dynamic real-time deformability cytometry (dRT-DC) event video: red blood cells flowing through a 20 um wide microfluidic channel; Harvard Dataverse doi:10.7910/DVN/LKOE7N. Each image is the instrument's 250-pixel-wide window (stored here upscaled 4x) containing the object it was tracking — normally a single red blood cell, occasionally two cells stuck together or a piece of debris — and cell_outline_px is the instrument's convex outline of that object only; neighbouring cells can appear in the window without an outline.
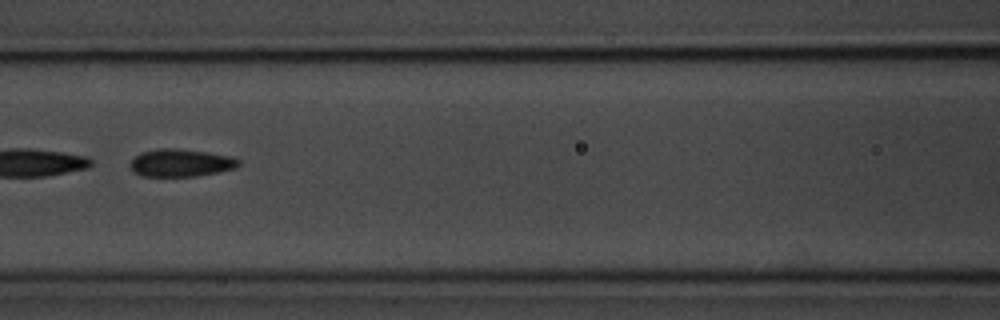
{"species": "common noctule bat (a hibernating species)", "species_latin": "Nyctalus noctula", "temperature_condition": "room temperature", "stored_images_in_passage": 27, "camera_frame_rate_fps": 3000, "um_per_image_px": 0.085, "animal": {"sex": "male", "body_mass_g": 20.1, "forearm_length_mm": 53.5}, "frame": {"image": 1, "passage_image": 12, "time_ms": 3.667, "image_size_px": [1000, 320], "cell_outline_px": [[240, 164], [236, 168], [196, 176], [140, 176], [132, 172], [128, 164], [140, 152], [164, 148], [172, 148], [204, 152], [228, 156], [240, 160]], "centroid_in_image_um": [15.31, 13.85], "position_along_channel_um": 151.3, "area_um2": 17.28}}